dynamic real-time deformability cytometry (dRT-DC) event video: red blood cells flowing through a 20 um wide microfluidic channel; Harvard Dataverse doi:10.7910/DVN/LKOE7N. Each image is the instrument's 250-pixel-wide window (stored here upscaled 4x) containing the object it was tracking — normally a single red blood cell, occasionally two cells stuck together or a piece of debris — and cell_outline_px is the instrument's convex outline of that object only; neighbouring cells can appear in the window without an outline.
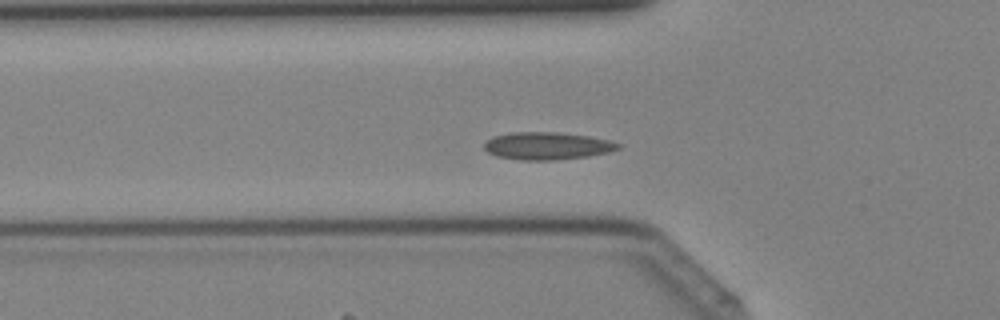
{"species": "Egyptian fruit bat (a non-hibernating species)", "species_latin": "Rousettus aegyptiacus", "temperature_condition": "cold", "stored_images_in_passage": 42, "camera_frame_rate_fps": 3000, "um_per_image_px": 0.085, "animal": {"sex": "female"}, "frame": {"image": 1, "passage_image": 14, "time_ms": 4.333, "image_size_px": [1000, 320], "cell_outline_px": [[620, 148], [608, 152], [588, 156], [556, 160], [520, 160], [496, 156], [488, 152], [484, 148], [484, 144], [492, 136], [512, 132], [556, 132], [588, 136], [608, 140], [620, 144]], "centroid_in_image_um": [46.48, 12.4], "position_along_channel_um": 79.3, "area_um2": 21.39}}
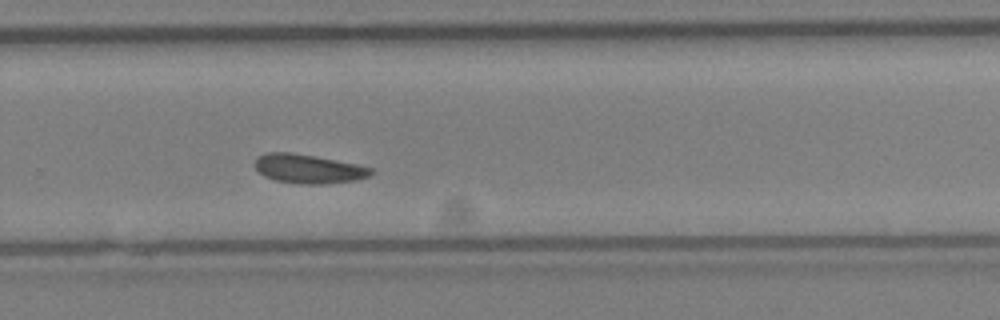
{"frame": {"image": 2, "passage_image": 28, "time_ms": 9.0, "image_size_px": [1000, 320], "cell_outline_px": [[372, 172], [368, 176], [356, 180], [324, 184], [304, 184], [276, 180], [264, 176], [256, 168], [256, 156], [268, 152], [292, 152], [356, 164], [372, 168]], "centroid_in_image_um": [26.19, 14.34], "position_along_channel_um": 303.6, "area_um2": 19.36}}
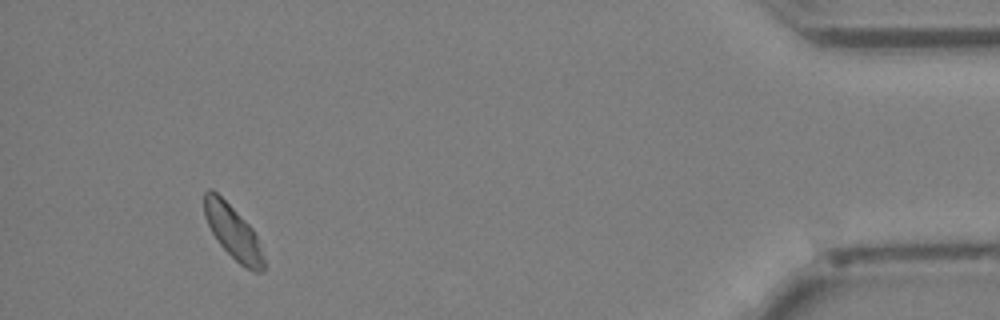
{"frame": {"image": 3, "passage_image": 39, "time_ms": 12.667, "image_size_px": [1000, 320], "cell_outline_px": [[264, 272], [252, 272], [244, 268], [216, 240], [204, 216], [204, 192], [208, 188], [212, 188], [252, 228], [256, 236], [264, 256]], "centroid_in_image_um": [19.8, 19.75], "position_along_channel_um": 415.4, "area_um2": 18.38}}